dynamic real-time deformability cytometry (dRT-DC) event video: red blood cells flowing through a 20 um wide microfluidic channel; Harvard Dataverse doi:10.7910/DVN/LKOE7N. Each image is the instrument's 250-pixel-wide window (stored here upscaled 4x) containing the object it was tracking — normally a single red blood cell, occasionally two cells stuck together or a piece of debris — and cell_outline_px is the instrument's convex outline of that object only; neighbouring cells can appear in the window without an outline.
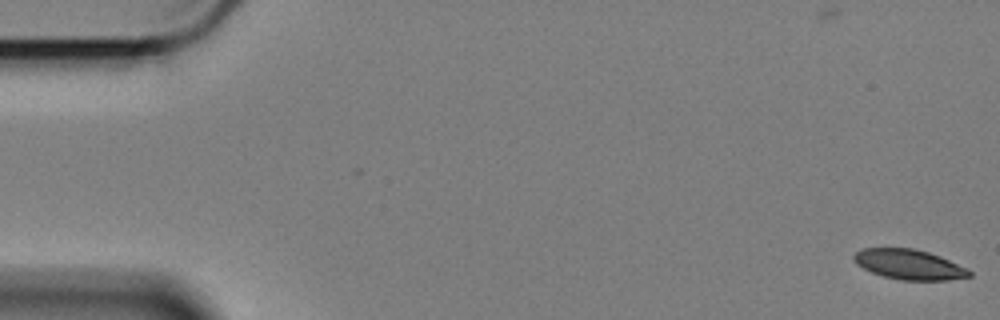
{"species": "Egyptian fruit bat (a non-hibernating species)", "species_latin": "Rousettus aegyptiacus", "temperature_condition": "cold", "stored_images_in_passage": 60, "camera_frame_rate_fps": 3000, "um_per_image_px": 0.085, "animal": {"sex": "female"}, "frame": {"image": 1, "passage_image": 1, "time_ms": 0.0, "image_size_px": [1000, 320], "cell_outline_px": [[972, 276], [948, 280], [900, 280], [884, 276], [872, 272], [856, 264], [852, 256], [856, 252], [864, 248], [912, 248], [928, 252], [940, 256], [968, 268], [972, 272]], "centroid_in_image_um": [77.3, 22.48], "position_along_channel_um": 7.7, "area_um2": 20.17}}
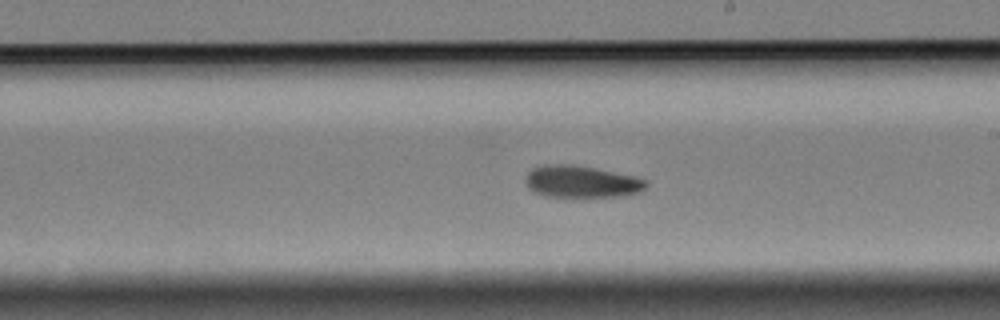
{"frame": {"image": 2, "passage_image": 34, "time_ms": 11.0, "image_size_px": [1000, 320], "cell_outline_px": [[648, 184], [640, 192], [628, 196], [544, 196], [532, 192], [528, 188], [524, 180], [528, 172], [532, 168], [544, 164], [572, 164], [632, 176], [648, 180]], "centroid_in_image_um": [49.38, 15.44], "position_along_channel_um": 239.6, "area_um2": 22.43}}
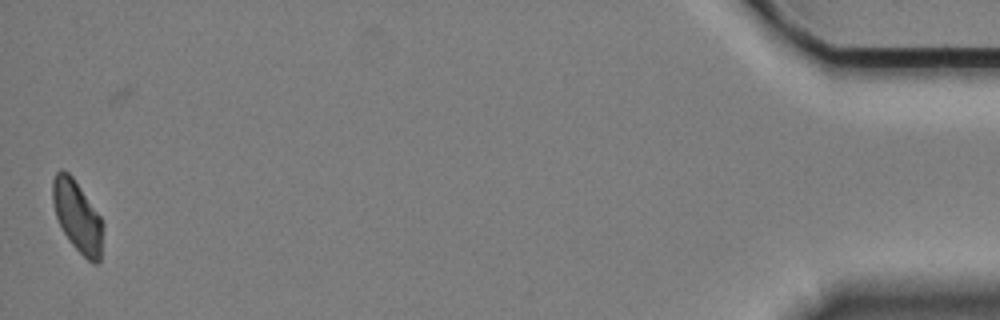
{"frame": {"image": 3, "passage_image": 59, "time_ms": 19.333, "image_size_px": [1000, 320], "cell_outline_px": [[104, 224], [100, 260], [96, 264], [92, 264], [68, 240], [56, 216], [52, 200], [52, 180], [56, 172], [60, 168], [68, 172], [72, 176], [100, 216]], "centroid_in_image_um": [6.58, 18.39], "position_along_channel_um": 428.6, "area_um2": 20.81}, "authors_computed_cell_mechanics": {"area_um2": 21.9062, "velocity_mm_per_s": 3.3518, "shape_relaxation_time_tau1_ms": 4.9257, "shape_relaxation_time_tau2_ms": null, "deformation_change_tau1": 0.1043, "deformation_change_tau2": null}}